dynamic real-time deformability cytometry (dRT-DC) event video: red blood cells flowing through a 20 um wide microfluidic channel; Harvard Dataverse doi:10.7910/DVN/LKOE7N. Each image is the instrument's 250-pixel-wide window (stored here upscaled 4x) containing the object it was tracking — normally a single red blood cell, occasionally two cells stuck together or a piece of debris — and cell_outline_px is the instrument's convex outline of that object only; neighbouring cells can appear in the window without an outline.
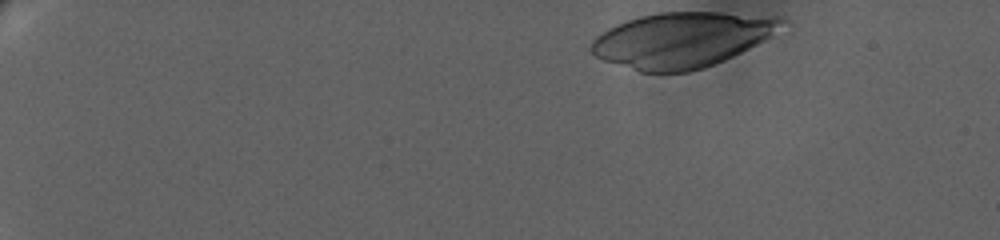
{"species": "human", "species_latin": "Homo sapiens", "temperature_condition": "warm", "stored_images_in_passage": 44, "camera_frame_rate_fps": 3000, "um_per_image_px": 0.085, "donor": {"sex": "female"}, "frame": {"image": 1, "passage_image": 1, "time_ms": 0.0, "image_size_px": [1000, 240], "cell_outline_px": [[792, 24], [764, 40], [724, 60], [704, 68], [688, 72], [640, 72], [604, 60], [596, 56], [588, 48], [592, 40], [600, 32], [616, 24], [640, 16], [660, 12], [720, 12], [780, 16], [788, 20]], "centroid_in_image_um": [58.02, 3.36], "position_along_channel_um": 27.0, "area_um2": 61.73}}